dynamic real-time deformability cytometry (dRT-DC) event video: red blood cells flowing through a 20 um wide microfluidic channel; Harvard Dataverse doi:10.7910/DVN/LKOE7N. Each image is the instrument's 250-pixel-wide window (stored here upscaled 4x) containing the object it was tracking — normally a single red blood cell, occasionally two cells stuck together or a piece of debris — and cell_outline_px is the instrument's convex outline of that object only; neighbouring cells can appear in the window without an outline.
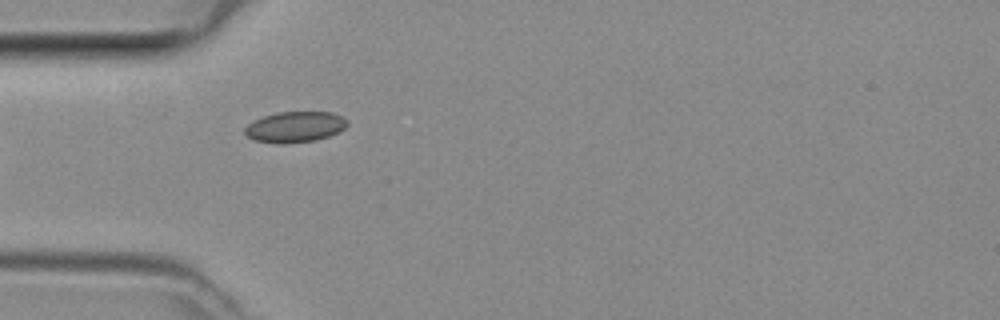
{"species": "common noctule bat (a hibernating species)", "species_latin": "Nyctalus noctula", "temperature_condition": "room temperature", "stored_images_in_passage": 4, "camera_frame_rate_fps": 3000, "um_per_image_px": 0.085, "animal": {"sex": "female", "body_mass_g": 29.2, "forearm_length_mm": 56.3}, "frame": {"image": 1, "passage_image": 1, "time_ms": 0.0, "image_size_px": [1000, 320], "cell_outline_px": [[348, 124], [344, 128], [328, 136], [316, 140], [284, 144], [276, 144], [256, 140], [248, 136], [244, 132], [244, 128], [252, 120], [276, 112], [332, 112], [348, 120]], "centroid_in_image_um": [25.05, 10.79], "position_along_channel_um": 60.0, "area_um2": 18.38}}
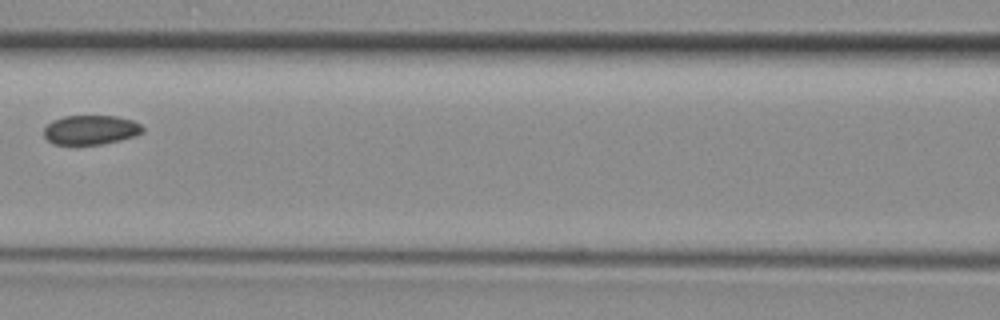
{"frame": {"image": 2, "passage_image": 3, "time_ms": 0.667, "image_size_px": [1000, 320], "cell_outline_px": [[144, 132], [136, 136], [120, 140], [100, 144], [52, 144], [44, 136], [44, 128], [52, 120], [64, 116], [116, 116], [132, 120], [140, 124], [144, 128]], "centroid_in_image_um": [7.72, 11.03], "position_along_channel_um": 158.9, "area_um2": 16.94}}
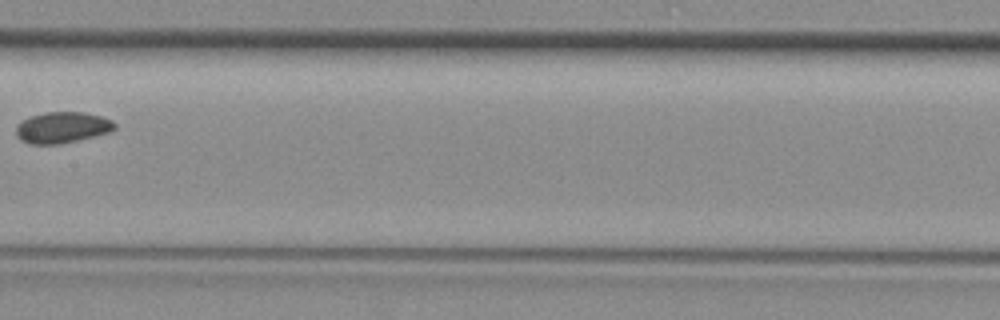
{"frame": {"image": 3, "passage_image": 4, "time_ms": 1.0, "image_size_px": [1000, 320], "cell_outline_px": [[116, 128], [112, 132], [76, 140], [56, 144], [32, 144], [20, 140], [16, 136], [16, 124], [32, 116], [48, 112], [84, 112], [100, 116], [112, 120], [116, 124]], "centroid_in_image_um": [5.3, 10.83], "position_along_channel_um": 202.1, "area_um2": 17.8}}